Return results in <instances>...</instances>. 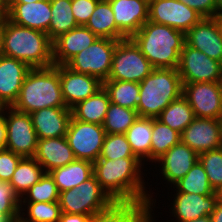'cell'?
Listing matches in <instances>:
<instances>
[{
	"instance_id": "cell-19",
	"label": "cell",
	"mask_w": 222,
	"mask_h": 222,
	"mask_svg": "<svg viewBox=\"0 0 222 222\" xmlns=\"http://www.w3.org/2000/svg\"><path fill=\"white\" fill-rule=\"evenodd\" d=\"M7 19L12 23L48 34L52 19L50 0L33 3H6Z\"/></svg>"
},
{
	"instance_id": "cell-12",
	"label": "cell",
	"mask_w": 222,
	"mask_h": 222,
	"mask_svg": "<svg viewBox=\"0 0 222 222\" xmlns=\"http://www.w3.org/2000/svg\"><path fill=\"white\" fill-rule=\"evenodd\" d=\"M198 160L199 154L188 145L180 142L157 159L152 164L153 166H149V168L151 167L149 170L155 169V171L152 170L153 173H151L155 174L154 172H157L155 175H152L153 181L154 176L157 177L159 175V177H162L161 179L165 181L164 184H166V186L164 185V187L168 189V187L171 188L176 182L182 179Z\"/></svg>"
},
{
	"instance_id": "cell-42",
	"label": "cell",
	"mask_w": 222,
	"mask_h": 222,
	"mask_svg": "<svg viewBox=\"0 0 222 222\" xmlns=\"http://www.w3.org/2000/svg\"><path fill=\"white\" fill-rule=\"evenodd\" d=\"M23 157L7 149H0V181L10 182Z\"/></svg>"
},
{
	"instance_id": "cell-30",
	"label": "cell",
	"mask_w": 222,
	"mask_h": 222,
	"mask_svg": "<svg viewBox=\"0 0 222 222\" xmlns=\"http://www.w3.org/2000/svg\"><path fill=\"white\" fill-rule=\"evenodd\" d=\"M43 167L34 157H23L12 175L10 184L13 191L21 199L24 194L44 175Z\"/></svg>"
},
{
	"instance_id": "cell-38",
	"label": "cell",
	"mask_w": 222,
	"mask_h": 222,
	"mask_svg": "<svg viewBox=\"0 0 222 222\" xmlns=\"http://www.w3.org/2000/svg\"><path fill=\"white\" fill-rule=\"evenodd\" d=\"M59 195L57 185L51 175L44 173L40 180L24 194L20 202H57Z\"/></svg>"
},
{
	"instance_id": "cell-37",
	"label": "cell",
	"mask_w": 222,
	"mask_h": 222,
	"mask_svg": "<svg viewBox=\"0 0 222 222\" xmlns=\"http://www.w3.org/2000/svg\"><path fill=\"white\" fill-rule=\"evenodd\" d=\"M138 117L137 110L110 103L102 126L106 134H125Z\"/></svg>"
},
{
	"instance_id": "cell-11",
	"label": "cell",
	"mask_w": 222,
	"mask_h": 222,
	"mask_svg": "<svg viewBox=\"0 0 222 222\" xmlns=\"http://www.w3.org/2000/svg\"><path fill=\"white\" fill-rule=\"evenodd\" d=\"M178 73L182 83L222 82V63L184 44Z\"/></svg>"
},
{
	"instance_id": "cell-35",
	"label": "cell",
	"mask_w": 222,
	"mask_h": 222,
	"mask_svg": "<svg viewBox=\"0 0 222 222\" xmlns=\"http://www.w3.org/2000/svg\"><path fill=\"white\" fill-rule=\"evenodd\" d=\"M52 19L48 36L53 41L59 35L78 27L71 7V0H50Z\"/></svg>"
},
{
	"instance_id": "cell-20",
	"label": "cell",
	"mask_w": 222,
	"mask_h": 222,
	"mask_svg": "<svg viewBox=\"0 0 222 222\" xmlns=\"http://www.w3.org/2000/svg\"><path fill=\"white\" fill-rule=\"evenodd\" d=\"M154 208L159 207L150 201L114 202L108 209L91 216L89 222H155Z\"/></svg>"
},
{
	"instance_id": "cell-27",
	"label": "cell",
	"mask_w": 222,
	"mask_h": 222,
	"mask_svg": "<svg viewBox=\"0 0 222 222\" xmlns=\"http://www.w3.org/2000/svg\"><path fill=\"white\" fill-rule=\"evenodd\" d=\"M108 93L103 86L89 98L71 108V116L81 122L103 125L110 105Z\"/></svg>"
},
{
	"instance_id": "cell-3",
	"label": "cell",
	"mask_w": 222,
	"mask_h": 222,
	"mask_svg": "<svg viewBox=\"0 0 222 222\" xmlns=\"http://www.w3.org/2000/svg\"><path fill=\"white\" fill-rule=\"evenodd\" d=\"M131 39L153 68H178L180 53L185 44L184 32L147 21Z\"/></svg>"
},
{
	"instance_id": "cell-26",
	"label": "cell",
	"mask_w": 222,
	"mask_h": 222,
	"mask_svg": "<svg viewBox=\"0 0 222 222\" xmlns=\"http://www.w3.org/2000/svg\"><path fill=\"white\" fill-rule=\"evenodd\" d=\"M48 173L53 178L60 193L75 188L90 178L93 175V162L76 159Z\"/></svg>"
},
{
	"instance_id": "cell-43",
	"label": "cell",
	"mask_w": 222,
	"mask_h": 222,
	"mask_svg": "<svg viewBox=\"0 0 222 222\" xmlns=\"http://www.w3.org/2000/svg\"><path fill=\"white\" fill-rule=\"evenodd\" d=\"M100 0H71L72 13L78 26H85Z\"/></svg>"
},
{
	"instance_id": "cell-52",
	"label": "cell",
	"mask_w": 222,
	"mask_h": 222,
	"mask_svg": "<svg viewBox=\"0 0 222 222\" xmlns=\"http://www.w3.org/2000/svg\"><path fill=\"white\" fill-rule=\"evenodd\" d=\"M41 0H6V3H33Z\"/></svg>"
},
{
	"instance_id": "cell-49",
	"label": "cell",
	"mask_w": 222,
	"mask_h": 222,
	"mask_svg": "<svg viewBox=\"0 0 222 222\" xmlns=\"http://www.w3.org/2000/svg\"><path fill=\"white\" fill-rule=\"evenodd\" d=\"M20 215H0V222H19Z\"/></svg>"
},
{
	"instance_id": "cell-47",
	"label": "cell",
	"mask_w": 222,
	"mask_h": 222,
	"mask_svg": "<svg viewBox=\"0 0 222 222\" xmlns=\"http://www.w3.org/2000/svg\"><path fill=\"white\" fill-rule=\"evenodd\" d=\"M210 218L212 222H222V202L217 201Z\"/></svg>"
},
{
	"instance_id": "cell-14",
	"label": "cell",
	"mask_w": 222,
	"mask_h": 222,
	"mask_svg": "<svg viewBox=\"0 0 222 222\" xmlns=\"http://www.w3.org/2000/svg\"><path fill=\"white\" fill-rule=\"evenodd\" d=\"M203 17L179 0H149L148 21L186 33Z\"/></svg>"
},
{
	"instance_id": "cell-31",
	"label": "cell",
	"mask_w": 222,
	"mask_h": 222,
	"mask_svg": "<svg viewBox=\"0 0 222 222\" xmlns=\"http://www.w3.org/2000/svg\"><path fill=\"white\" fill-rule=\"evenodd\" d=\"M102 86L108 93L111 103L137 110L140 92L139 82L105 80L102 82Z\"/></svg>"
},
{
	"instance_id": "cell-1",
	"label": "cell",
	"mask_w": 222,
	"mask_h": 222,
	"mask_svg": "<svg viewBox=\"0 0 222 222\" xmlns=\"http://www.w3.org/2000/svg\"><path fill=\"white\" fill-rule=\"evenodd\" d=\"M145 166L138 157L97 159L93 163V175L114 202L150 201L156 206L159 193L152 192L156 189L149 186L150 172Z\"/></svg>"
},
{
	"instance_id": "cell-48",
	"label": "cell",
	"mask_w": 222,
	"mask_h": 222,
	"mask_svg": "<svg viewBox=\"0 0 222 222\" xmlns=\"http://www.w3.org/2000/svg\"><path fill=\"white\" fill-rule=\"evenodd\" d=\"M6 19H7L6 0H0V27L3 25Z\"/></svg>"
},
{
	"instance_id": "cell-29",
	"label": "cell",
	"mask_w": 222,
	"mask_h": 222,
	"mask_svg": "<svg viewBox=\"0 0 222 222\" xmlns=\"http://www.w3.org/2000/svg\"><path fill=\"white\" fill-rule=\"evenodd\" d=\"M151 135L152 118L147 117H138L125 132V136L131 145L133 153L144 165H146V167L150 165Z\"/></svg>"
},
{
	"instance_id": "cell-24",
	"label": "cell",
	"mask_w": 222,
	"mask_h": 222,
	"mask_svg": "<svg viewBox=\"0 0 222 222\" xmlns=\"http://www.w3.org/2000/svg\"><path fill=\"white\" fill-rule=\"evenodd\" d=\"M38 139L64 137L71 118V109L51 107L30 114Z\"/></svg>"
},
{
	"instance_id": "cell-9",
	"label": "cell",
	"mask_w": 222,
	"mask_h": 222,
	"mask_svg": "<svg viewBox=\"0 0 222 222\" xmlns=\"http://www.w3.org/2000/svg\"><path fill=\"white\" fill-rule=\"evenodd\" d=\"M118 41L98 38L89 47L73 56L65 65L75 72L95 76L103 82L110 74L113 53Z\"/></svg>"
},
{
	"instance_id": "cell-15",
	"label": "cell",
	"mask_w": 222,
	"mask_h": 222,
	"mask_svg": "<svg viewBox=\"0 0 222 222\" xmlns=\"http://www.w3.org/2000/svg\"><path fill=\"white\" fill-rule=\"evenodd\" d=\"M167 194L169 202L173 200L167 206L170 207L168 213H170V218L173 217L170 219L173 222H188L205 215H211L218 201L216 192L212 195L170 192L171 197L169 191Z\"/></svg>"
},
{
	"instance_id": "cell-32",
	"label": "cell",
	"mask_w": 222,
	"mask_h": 222,
	"mask_svg": "<svg viewBox=\"0 0 222 222\" xmlns=\"http://www.w3.org/2000/svg\"><path fill=\"white\" fill-rule=\"evenodd\" d=\"M181 142V134L152 118V135L150 148V166L174 145Z\"/></svg>"
},
{
	"instance_id": "cell-16",
	"label": "cell",
	"mask_w": 222,
	"mask_h": 222,
	"mask_svg": "<svg viewBox=\"0 0 222 222\" xmlns=\"http://www.w3.org/2000/svg\"><path fill=\"white\" fill-rule=\"evenodd\" d=\"M185 44L222 63V18H202L185 33Z\"/></svg>"
},
{
	"instance_id": "cell-23",
	"label": "cell",
	"mask_w": 222,
	"mask_h": 222,
	"mask_svg": "<svg viewBox=\"0 0 222 222\" xmlns=\"http://www.w3.org/2000/svg\"><path fill=\"white\" fill-rule=\"evenodd\" d=\"M99 37L85 26H78L52 41L53 64L65 65L73 56L89 47Z\"/></svg>"
},
{
	"instance_id": "cell-34",
	"label": "cell",
	"mask_w": 222,
	"mask_h": 222,
	"mask_svg": "<svg viewBox=\"0 0 222 222\" xmlns=\"http://www.w3.org/2000/svg\"><path fill=\"white\" fill-rule=\"evenodd\" d=\"M170 189L173 192L195 193L199 195H212L215 193L209 184L207 174L199 160L182 179L176 182L171 188H168L167 191H170Z\"/></svg>"
},
{
	"instance_id": "cell-36",
	"label": "cell",
	"mask_w": 222,
	"mask_h": 222,
	"mask_svg": "<svg viewBox=\"0 0 222 222\" xmlns=\"http://www.w3.org/2000/svg\"><path fill=\"white\" fill-rule=\"evenodd\" d=\"M61 208L57 202H20L19 222H58Z\"/></svg>"
},
{
	"instance_id": "cell-7",
	"label": "cell",
	"mask_w": 222,
	"mask_h": 222,
	"mask_svg": "<svg viewBox=\"0 0 222 222\" xmlns=\"http://www.w3.org/2000/svg\"><path fill=\"white\" fill-rule=\"evenodd\" d=\"M152 64L131 38L119 40L107 80L141 82L153 71Z\"/></svg>"
},
{
	"instance_id": "cell-8",
	"label": "cell",
	"mask_w": 222,
	"mask_h": 222,
	"mask_svg": "<svg viewBox=\"0 0 222 222\" xmlns=\"http://www.w3.org/2000/svg\"><path fill=\"white\" fill-rule=\"evenodd\" d=\"M3 116L6 124L5 149L22 157H34L38 138L30 114L5 106Z\"/></svg>"
},
{
	"instance_id": "cell-33",
	"label": "cell",
	"mask_w": 222,
	"mask_h": 222,
	"mask_svg": "<svg viewBox=\"0 0 222 222\" xmlns=\"http://www.w3.org/2000/svg\"><path fill=\"white\" fill-rule=\"evenodd\" d=\"M194 118L193 109L183 95L172 101L157 117L163 124L180 134Z\"/></svg>"
},
{
	"instance_id": "cell-25",
	"label": "cell",
	"mask_w": 222,
	"mask_h": 222,
	"mask_svg": "<svg viewBox=\"0 0 222 222\" xmlns=\"http://www.w3.org/2000/svg\"><path fill=\"white\" fill-rule=\"evenodd\" d=\"M34 158L43 167L45 173L76 160L74 152L65 136L38 139L37 151Z\"/></svg>"
},
{
	"instance_id": "cell-53",
	"label": "cell",
	"mask_w": 222,
	"mask_h": 222,
	"mask_svg": "<svg viewBox=\"0 0 222 222\" xmlns=\"http://www.w3.org/2000/svg\"><path fill=\"white\" fill-rule=\"evenodd\" d=\"M218 201L222 202V186L218 188L216 191Z\"/></svg>"
},
{
	"instance_id": "cell-2",
	"label": "cell",
	"mask_w": 222,
	"mask_h": 222,
	"mask_svg": "<svg viewBox=\"0 0 222 222\" xmlns=\"http://www.w3.org/2000/svg\"><path fill=\"white\" fill-rule=\"evenodd\" d=\"M2 53L26 63L30 68L53 64L52 40L47 33L16 25L6 19L0 27Z\"/></svg>"
},
{
	"instance_id": "cell-5",
	"label": "cell",
	"mask_w": 222,
	"mask_h": 222,
	"mask_svg": "<svg viewBox=\"0 0 222 222\" xmlns=\"http://www.w3.org/2000/svg\"><path fill=\"white\" fill-rule=\"evenodd\" d=\"M139 85V117L157 118L183 93V84L177 69L154 68Z\"/></svg>"
},
{
	"instance_id": "cell-39",
	"label": "cell",
	"mask_w": 222,
	"mask_h": 222,
	"mask_svg": "<svg viewBox=\"0 0 222 222\" xmlns=\"http://www.w3.org/2000/svg\"><path fill=\"white\" fill-rule=\"evenodd\" d=\"M126 157H137L127 141L125 134H106L98 159L115 160Z\"/></svg>"
},
{
	"instance_id": "cell-50",
	"label": "cell",
	"mask_w": 222,
	"mask_h": 222,
	"mask_svg": "<svg viewBox=\"0 0 222 222\" xmlns=\"http://www.w3.org/2000/svg\"><path fill=\"white\" fill-rule=\"evenodd\" d=\"M217 17L222 18V0H216Z\"/></svg>"
},
{
	"instance_id": "cell-18",
	"label": "cell",
	"mask_w": 222,
	"mask_h": 222,
	"mask_svg": "<svg viewBox=\"0 0 222 222\" xmlns=\"http://www.w3.org/2000/svg\"><path fill=\"white\" fill-rule=\"evenodd\" d=\"M59 78L62 96L69 109L102 87V82L97 77L75 72L66 65H59Z\"/></svg>"
},
{
	"instance_id": "cell-10",
	"label": "cell",
	"mask_w": 222,
	"mask_h": 222,
	"mask_svg": "<svg viewBox=\"0 0 222 222\" xmlns=\"http://www.w3.org/2000/svg\"><path fill=\"white\" fill-rule=\"evenodd\" d=\"M105 135L102 125L81 122L71 116L65 137L76 159L94 163L100 156Z\"/></svg>"
},
{
	"instance_id": "cell-21",
	"label": "cell",
	"mask_w": 222,
	"mask_h": 222,
	"mask_svg": "<svg viewBox=\"0 0 222 222\" xmlns=\"http://www.w3.org/2000/svg\"><path fill=\"white\" fill-rule=\"evenodd\" d=\"M118 29L131 38L148 21L149 0H108Z\"/></svg>"
},
{
	"instance_id": "cell-45",
	"label": "cell",
	"mask_w": 222,
	"mask_h": 222,
	"mask_svg": "<svg viewBox=\"0 0 222 222\" xmlns=\"http://www.w3.org/2000/svg\"><path fill=\"white\" fill-rule=\"evenodd\" d=\"M89 220V215L70 214L61 212L60 219L58 220V222H89Z\"/></svg>"
},
{
	"instance_id": "cell-41",
	"label": "cell",
	"mask_w": 222,
	"mask_h": 222,
	"mask_svg": "<svg viewBox=\"0 0 222 222\" xmlns=\"http://www.w3.org/2000/svg\"><path fill=\"white\" fill-rule=\"evenodd\" d=\"M0 215H20V198L9 182L0 181Z\"/></svg>"
},
{
	"instance_id": "cell-4",
	"label": "cell",
	"mask_w": 222,
	"mask_h": 222,
	"mask_svg": "<svg viewBox=\"0 0 222 222\" xmlns=\"http://www.w3.org/2000/svg\"><path fill=\"white\" fill-rule=\"evenodd\" d=\"M12 107L31 114L51 107H67L61 91L59 65L31 68Z\"/></svg>"
},
{
	"instance_id": "cell-6",
	"label": "cell",
	"mask_w": 222,
	"mask_h": 222,
	"mask_svg": "<svg viewBox=\"0 0 222 222\" xmlns=\"http://www.w3.org/2000/svg\"><path fill=\"white\" fill-rule=\"evenodd\" d=\"M113 203L94 175L79 186L60 192L59 195V205L63 213L84 214L91 217L108 209Z\"/></svg>"
},
{
	"instance_id": "cell-22",
	"label": "cell",
	"mask_w": 222,
	"mask_h": 222,
	"mask_svg": "<svg viewBox=\"0 0 222 222\" xmlns=\"http://www.w3.org/2000/svg\"><path fill=\"white\" fill-rule=\"evenodd\" d=\"M30 69L26 63L20 60L4 55L0 56V107L14 104Z\"/></svg>"
},
{
	"instance_id": "cell-13",
	"label": "cell",
	"mask_w": 222,
	"mask_h": 222,
	"mask_svg": "<svg viewBox=\"0 0 222 222\" xmlns=\"http://www.w3.org/2000/svg\"><path fill=\"white\" fill-rule=\"evenodd\" d=\"M182 95L198 118H222V82L182 83Z\"/></svg>"
},
{
	"instance_id": "cell-44",
	"label": "cell",
	"mask_w": 222,
	"mask_h": 222,
	"mask_svg": "<svg viewBox=\"0 0 222 222\" xmlns=\"http://www.w3.org/2000/svg\"><path fill=\"white\" fill-rule=\"evenodd\" d=\"M198 12L203 18L217 17L216 0H179Z\"/></svg>"
},
{
	"instance_id": "cell-54",
	"label": "cell",
	"mask_w": 222,
	"mask_h": 222,
	"mask_svg": "<svg viewBox=\"0 0 222 222\" xmlns=\"http://www.w3.org/2000/svg\"><path fill=\"white\" fill-rule=\"evenodd\" d=\"M3 55L2 53V39H1V33H0V56Z\"/></svg>"
},
{
	"instance_id": "cell-17",
	"label": "cell",
	"mask_w": 222,
	"mask_h": 222,
	"mask_svg": "<svg viewBox=\"0 0 222 222\" xmlns=\"http://www.w3.org/2000/svg\"><path fill=\"white\" fill-rule=\"evenodd\" d=\"M181 142L198 154L222 147L220 119L195 117L181 133Z\"/></svg>"
},
{
	"instance_id": "cell-40",
	"label": "cell",
	"mask_w": 222,
	"mask_h": 222,
	"mask_svg": "<svg viewBox=\"0 0 222 222\" xmlns=\"http://www.w3.org/2000/svg\"><path fill=\"white\" fill-rule=\"evenodd\" d=\"M199 161L204 167L210 186L216 191L222 186V147L199 153Z\"/></svg>"
},
{
	"instance_id": "cell-28",
	"label": "cell",
	"mask_w": 222,
	"mask_h": 222,
	"mask_svg": "<svg viewBox=\"0 0 222 222\" xmlns=\"http://www.w3.org/2000/svg\"><path fill=\"white\" fill-rule=\"evenodd\" d=\"M85 27L99 38L123 40L127 37L118 29L108 0H100Z\"/></svg>"
},
{
	"instance_id": "cell-51",
	"label": "cell",
	"mask_w": 222,
	"mask_h": 222,
	"mask_svg": "<svg viewBox=\"0 0 222 222\" xmlns=\"http://www.w3.org/2000/svg\"><path fill=\"white\" fill-rule=\"evenodd\" d=\"M188 222H212L210 215H205L203 217H200L198 219H194L192 221H188Z\"/></svg>"
},
{
	"instance_id": "cell-46",
	"label": "cell",
	"mask_w": 222,
	"mask_h": 222,
	"mask_svg": "<svg viewBox=\"0 0 222 222\" xmlns=\"http://www.w3.org/2000/svg\"><path fill=\"white\" fill-rule=\"evenodd\" d=\"M6 144V124L3 116V107H0V149H4Z\"/></svg>"
}]
</instances>
